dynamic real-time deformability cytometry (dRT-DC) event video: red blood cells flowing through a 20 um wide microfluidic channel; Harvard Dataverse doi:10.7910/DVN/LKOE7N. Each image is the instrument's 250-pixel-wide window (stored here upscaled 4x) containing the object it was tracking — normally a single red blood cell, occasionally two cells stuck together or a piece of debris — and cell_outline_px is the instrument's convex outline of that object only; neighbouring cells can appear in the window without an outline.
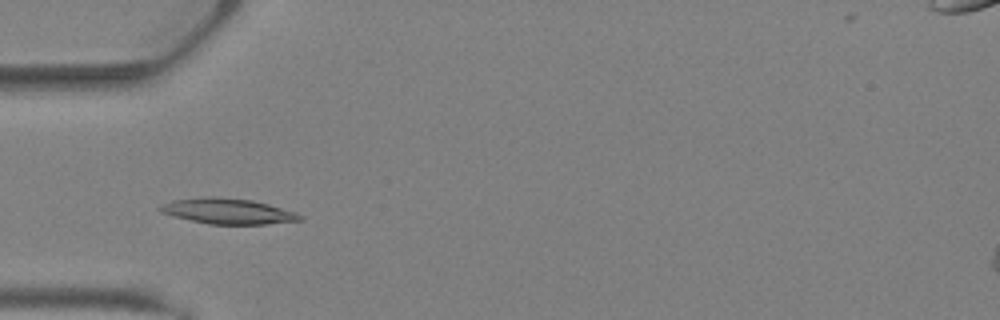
{"species": "Egyptian fruit bat (a non-hibernating species)", "species_latin": "Rousettus aegyptiacus", "temperature_condition": "warm", "stored_images_in_passage": 32, "camera_frame_rate_fps": 3000, "um_per_image_px": 0.085, "animal": {"sex": "female"}, "frame": {"image": 1, "passage_image": 7, "time_ms": 2.0, "image_size_px": [1000, 320], "cell_outline_px": [[304, 220], [264, 224], [208, 224], [160, 212], [156, 208], [160, 204], [172, 200], [200, 196], [212, 196], [252, 200], [268, 204], [296, 212], [304, 216]], "centroid_in_image_um": [19.35, 17.94], "position_along_channel_um": 65.6, "area_um2": 20.92}}
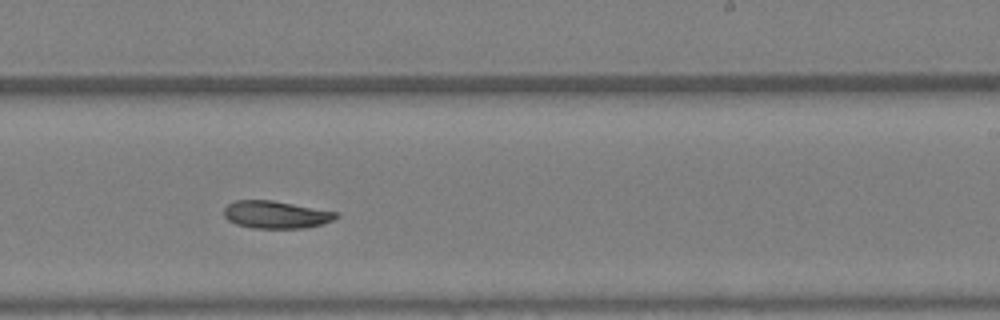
{"frame": {"image": 2, "passage_image": 18, "time_ms": 5.667, "image_size_px": [1000, 320], "cell_outline_px": [[340, 216], [332, 220], [320, 224], [304, 228], [252, 228], [236, 224], [228, 220], [224, 216], [224, 208], [228, 204], [236, 200], [272, 200], [336, 212]], "centroid_in_image_um": [23.41, 18.24], "position_along_channel_um": 265.6, "area_um2": 17.8}}
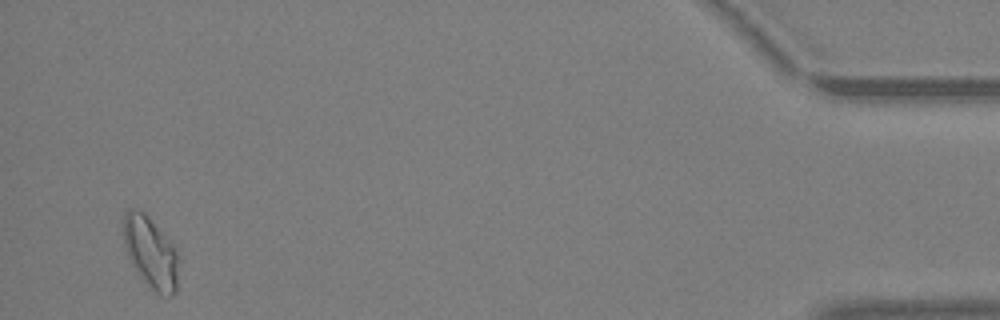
{"frame": {"image": 3, "passage_image": 31, "time_ms": 10.0, "image_size_px": [1000, 320], "cell_outline_px": [[180, 260], [176, 292], [168, 296], [156, 292], [148, 288], [132, 264], [128, 256], [124, 244], [124, 212], [128, 208], [136, 208], [144, 212], [172, 244], [180, 256]], "centroid_in_image_um": [12.83, 21.48], "position_along_channel_um": 422.4, "area_um2": 23.06}}